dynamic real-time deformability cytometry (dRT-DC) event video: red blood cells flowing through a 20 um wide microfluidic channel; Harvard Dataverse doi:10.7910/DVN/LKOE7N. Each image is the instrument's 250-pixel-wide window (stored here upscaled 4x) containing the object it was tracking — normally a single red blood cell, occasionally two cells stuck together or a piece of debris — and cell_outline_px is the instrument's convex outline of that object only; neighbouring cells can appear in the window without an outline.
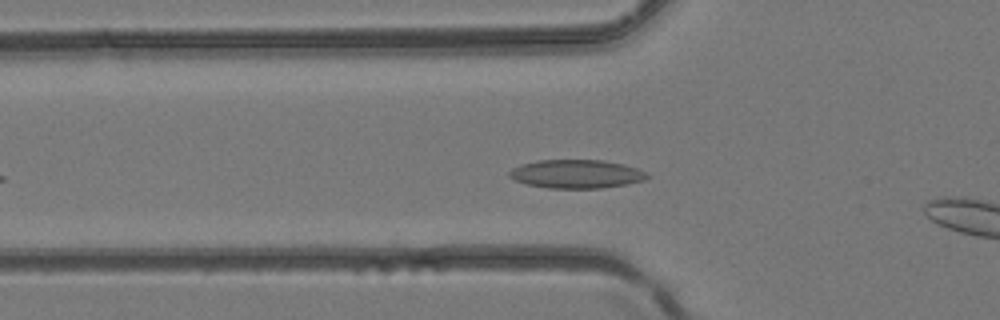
{"species": "common noctule bat (a hibernating species)", "species_latin": "Nyctalus noctula", "temperature_condition": "room temperature", "stored_images_in_passage": 30, "camera_frame_rate_fps": 3000, "um_per_image_px": 0.085, "animal": {"sex": "female", "body_mass_g": 24.6, "forearm_length_mm": 56.2}, "frame": {"image": 1, "passage_image": 5, "time_ms": 1.333, "image_size_px": [1000, 320], "cell_outline_px": [[652, 176], [644, 180], [628, 184], [600, 188], [548, 188], [528, 184], [516, 180], [508, 176], [508, 172], [512, 168], [520, 164], [536, 160], [600, 160], [624, 164], [636, 168]], "centroid_in_image_um": [48.98, 14.78], "position_along_channel_um": 76.8, "area_um2": 22.95}}
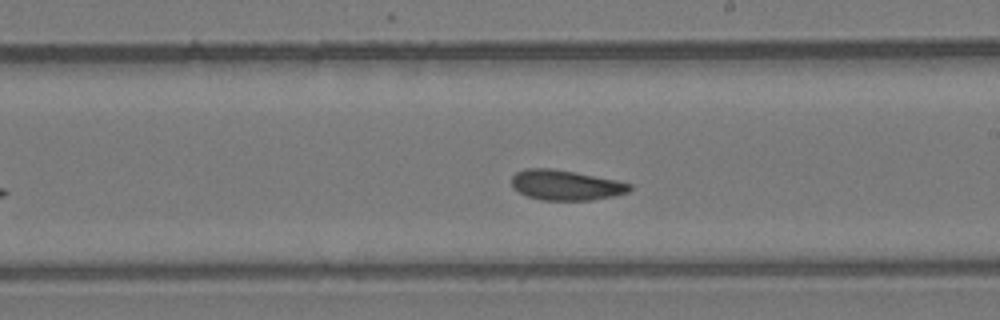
{"frame": {"image": 2, "passage_image": 15, "time_ms": 4.667, "image_size_px": [1000, 320], "cell_outline_px": [[632, 188], [628, 192], [612, 196], [592, 200], [540, 200], [528, 196], [512, 188], [512, 176], [516, 172], [524, 168], [552, 168], [576, 172], [616, 180], [632, 184]], "centroid_in_image_um": [48.07, 15.73], "position_along_channel_um": 240.9, "area_um2": 20.81}}
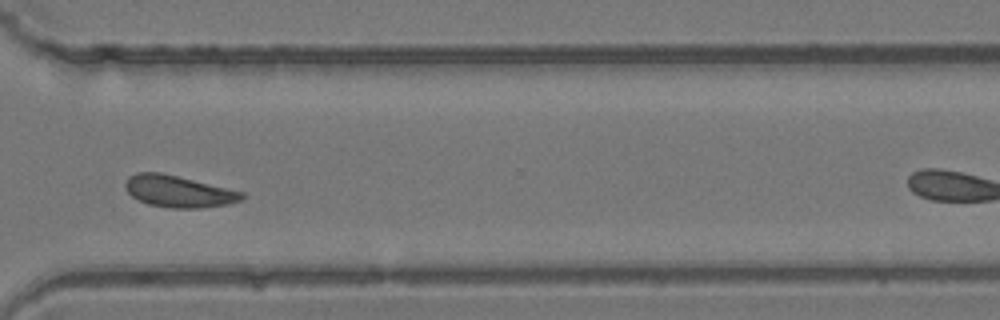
{"frame": {"image": 3, "passage_image": 22, "time_ms": 7.0, "image_size_px": [1000, 320], "cell_outline_px": [[244, 196], [240, 200], [228, 204], [200, 208], [172, 208], [148, 204], [136, 200], [124, 188], [124, 184], [128, 176], [136, 172], [160, 172], [244, 192]], "centroid_in_image_um": [15.11, 16.27], "position_along_channel_um": 355.5, "area_um2": 21.5}}